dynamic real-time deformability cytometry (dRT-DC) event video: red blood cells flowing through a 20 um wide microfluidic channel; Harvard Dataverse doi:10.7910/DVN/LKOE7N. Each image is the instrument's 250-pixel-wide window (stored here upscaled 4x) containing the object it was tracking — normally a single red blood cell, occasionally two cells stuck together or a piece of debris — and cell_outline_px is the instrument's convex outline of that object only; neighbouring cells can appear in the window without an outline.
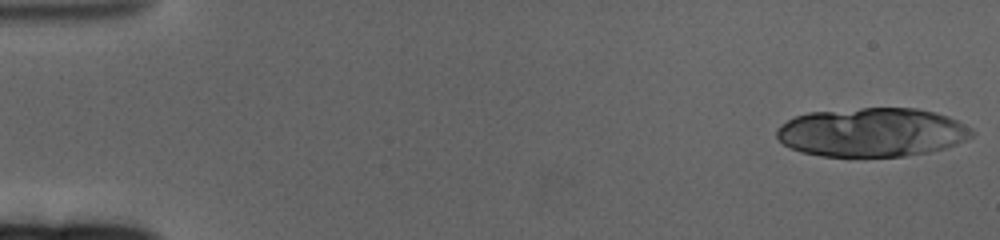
{"species": "human", "species_latin": "Homo sapiens", "temperature_condition": "cold", "stored_images_in_passage": 21, "camera_frame_rate_fps": 3000, "um_per_image_px": 0.085, "donor": {"sex": "female"}, "frame": {"image": 1, "passage_image": 1, "time_ms": 0.0, "image_size_px": [1000, 240], "cell_outline_px": [[976, 132], [972, 136], [956, 144], [944, 148], [928, 152], [904, 156], [848, 160], [820, 156], [800, 152], [784, 144], [776, 136], [776, 128], [788, 120], [796, 116], [808, 112], [860, 108], [916, 108], [936, 112], [948, 116], [972, 128]], "centroid_in_image_um": [74.09, 11.28], "position_along_channel_um": 10.9, "area_um2": 56.93}}